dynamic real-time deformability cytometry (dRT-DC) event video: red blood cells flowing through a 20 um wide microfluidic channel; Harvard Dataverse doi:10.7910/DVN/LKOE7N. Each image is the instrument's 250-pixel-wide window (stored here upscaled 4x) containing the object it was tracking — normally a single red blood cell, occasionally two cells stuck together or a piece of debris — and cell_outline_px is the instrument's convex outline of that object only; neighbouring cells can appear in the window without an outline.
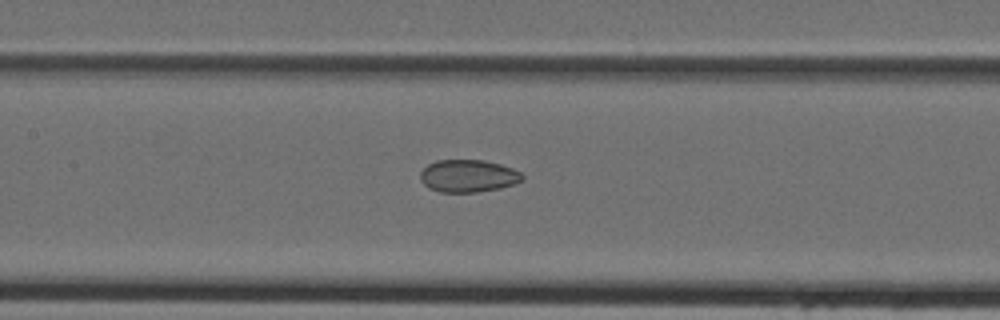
{"species": "Egyptian fruit bat (a non-hibernating species)", "species_latin": "Rousettus aegyptiacus", "temperature_condition": "cold", "stored_images_in_passage": 36, "segment_of_instrument_passage": [2, 2], "camera_frame_rate_fps": 3000, "um_per_image_px": 0.085, "animal": {"sex": "female"}, "frame": {"image": 1, "passage_image": 20, "time_ms": 6.333, "image_size_px": [1000, 320], "cell_outline_px": [[524, 180], [516, 184], [500, 188], [476, 192], [440, 192], [428, 188], [420, 180], [420, 172], [428, 164], [436, 160], [484, 160], [500, 164], [512, 168], [520, 172], [524, 176]], "centroid_in_image_um": [39.8, 14.95], "position_along_channel_um": 167.6, "area_um2": 19.48}}
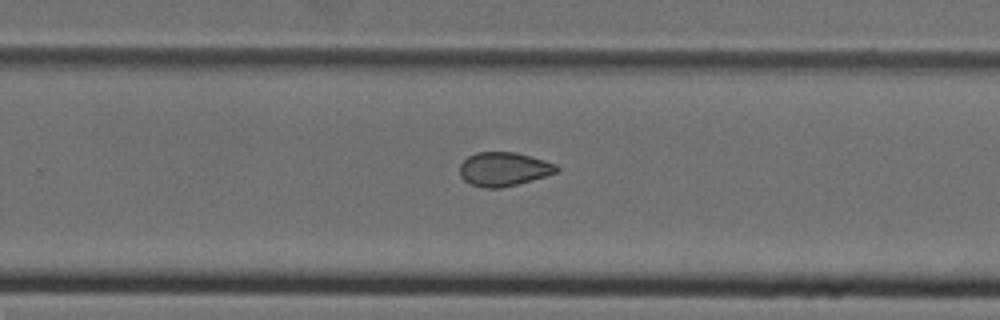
{"frame": {"image": 2, "passage_image": 28, "time_ms": 9.0, "image_size_px": [1000, 320], "cell_outline_px": [[560, 168], [556, 172], [544, 176], [516, 184], [500, 188], [484, 188], [472, 184], [464, 180], [460, 176], [460, 164], [468, 156], [476, 152], [516, 152], [544, 160], [556, 164]], "centroid_in_image_um": [42.79, 14.36], "position_along_channel_um": 287.0, "area_um2": 18.96}}
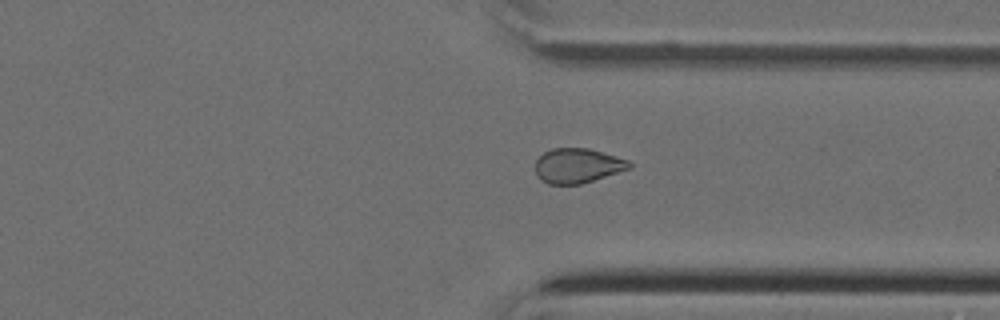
{"frame": {"image": 3, "passage_image": 33, "time_ms": 10.667, "image_size_px": [1000, 320], "cell_outline_px": [[632, 168], [580, 184], [548, 184], [540, 180], [536, 176], [536, 160], [544, 152], [552, 148], [588, 148], [616, 156], [628, 160], [632, 164]], "centroid_in_image_um": [49.08, 14.08], "position_along_channel_um": 362.3, "area_um2": 19.02}}